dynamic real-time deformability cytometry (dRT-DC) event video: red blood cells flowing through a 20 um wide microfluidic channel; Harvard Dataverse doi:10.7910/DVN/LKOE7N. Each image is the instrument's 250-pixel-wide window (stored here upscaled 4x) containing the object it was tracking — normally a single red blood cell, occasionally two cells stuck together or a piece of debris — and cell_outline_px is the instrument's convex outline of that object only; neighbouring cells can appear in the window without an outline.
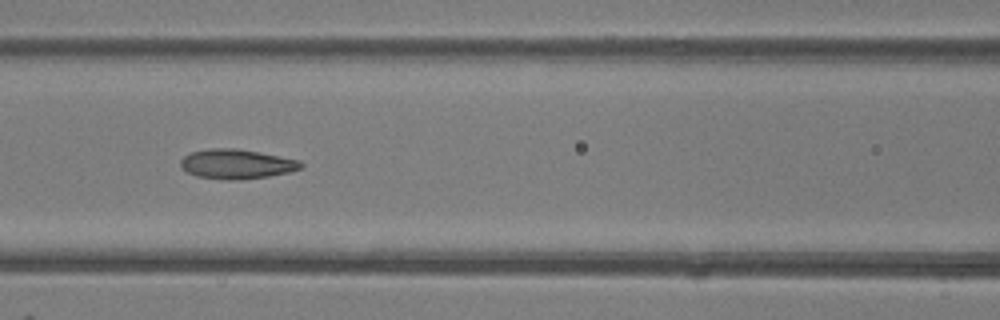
{"species": "common noctule bat (a hibernating species)", "species_latin": "Nyctalus noctula", "temperature_condition": "room temperature", "stored_images_in_passage": 35, "camera_frame_rate_fps": 3000, "um_per_image_px": 0.085, "animal": {"sex": "female"}, "frame": {"image": 1, "passage_image": 8, "time_ms": 2.333, "image_size_px": [1000, 320], "cell_outline_px": [[304, 164], [300, 168], [288, 172], [268, 176], [240, 180], [220, 180], [196, 176], [180, 168], [180, 160], [184, 156], [192, 152], [208, 148], [236, 148], [300, 160]], "centroid_in_image_um": [20.06, 13.95], "position_along_channel_um": 146.5, "area_um2": 20.81}}
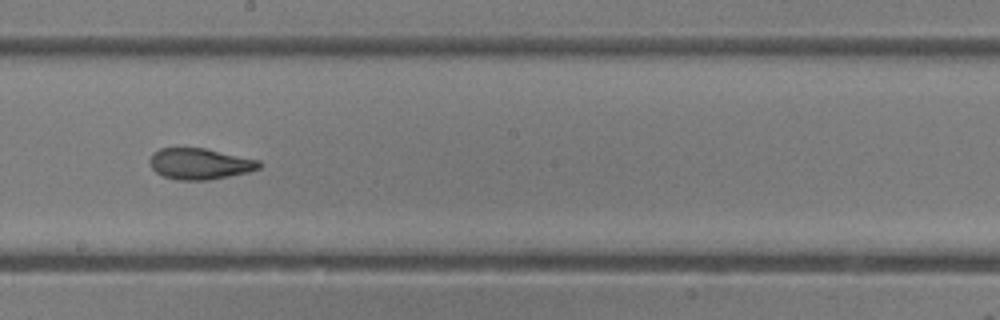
{"frame": {"image": 2, "passage_image": 14, "time_ms": 4.333, "image_size_px": [1000, 320], "cell_outline_px": [[260, 168], [248, 172], [208, 180], [176, 180], [164, 176], [156, 172], [152, 168], [148, 160], [152, 152], [160, 148], [204, 148], [260, 160]], "centroid_in_image_um": [16.95, 13.92], "position_along_channel_um": 231.2, "area_um2": 19.83}}
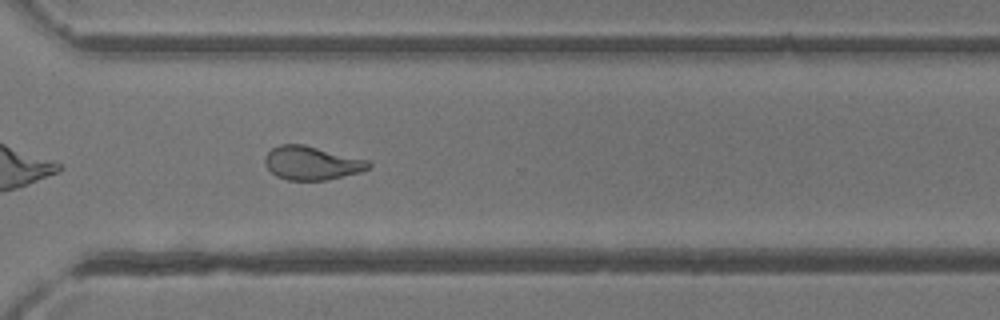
{"frame": {"image": 3, "passage_image": 22, "time_ms": 7.0, "image_size_px": [1000, 320], "cell_outline_px": [[372, 164], [368, 168], [360, 172], [324, 180], [288, 180], [276, 176], [264, 164], [264, 156], [272, 148], [280, 144], [304, 144], [368, 160]], "centroid_in_image_um": [26.46, 13.85], "position_along_channel_um": 344.1, "area_um2": 20.23}, "authors_computed_cell_mechanics": {"area_um2": 20.808, "velocity_mm_per_s": 4.2518, "shape_relaxation_time_tau1_ms": 7.0446, "shape_relaxation_time_tau2_ms": 1.8742, "deformation_change_tau1": 0.2013, "deformation_change_tau2": 0.0958}}